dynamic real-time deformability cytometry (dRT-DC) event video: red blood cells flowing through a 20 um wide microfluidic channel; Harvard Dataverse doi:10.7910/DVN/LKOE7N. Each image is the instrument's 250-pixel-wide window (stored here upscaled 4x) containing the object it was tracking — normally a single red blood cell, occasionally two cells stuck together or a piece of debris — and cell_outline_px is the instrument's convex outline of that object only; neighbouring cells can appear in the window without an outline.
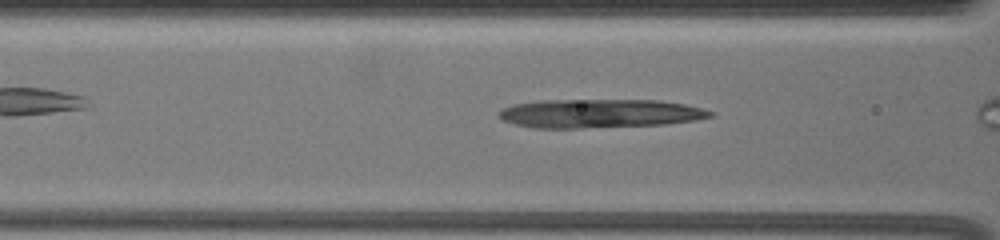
{"species": "common noctule bat (a hibernating species)", "species_latin": "Nyctalus noctula", "temperature_condition": "warm", "stored_images_in_passage": 22, "camera_frame_rate_fps": 3000, "um_per_image_px": 0.085, "animal": {"sex": "female", "body_mass_g": 19.5, "forearm_length_mm": 54.1}, "frame": {"image": 1, "passage_image": 13, "time_ms": 4.0, "image_size_px": [1000, 240], "cell_outline_px": [[716, 112], [712, 116], [696, 120], [664, 124], [580, 128], [532, 128], [516, 124], [504, 120], [500, 116], [500, 112], [504, 108], [516, 104], [540, 100], [656, 100], [684, 104]], "centroid_in_image_um": [51.0, 9.64], "position_along_channel_um": 115.6, "area_um2": 35.08}}